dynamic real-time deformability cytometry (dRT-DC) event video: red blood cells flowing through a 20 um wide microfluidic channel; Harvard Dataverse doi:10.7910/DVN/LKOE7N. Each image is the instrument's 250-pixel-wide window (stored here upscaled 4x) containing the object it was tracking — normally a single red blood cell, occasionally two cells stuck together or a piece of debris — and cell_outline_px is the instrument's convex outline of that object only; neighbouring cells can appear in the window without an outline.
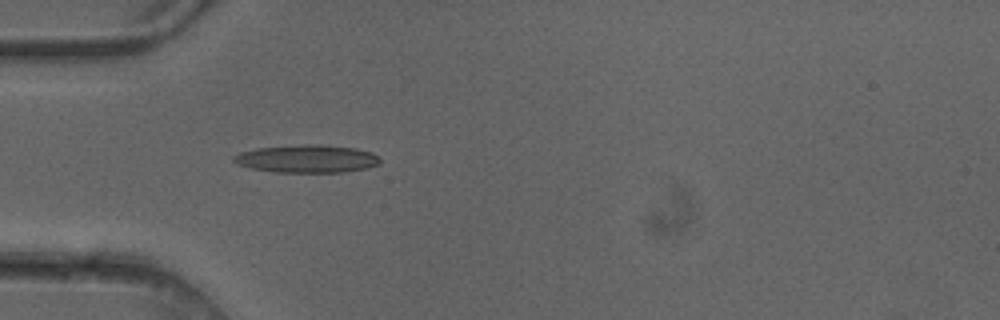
{"species": "common noctule bat (a hibernating species)", "species_latin": "Nyctalus noctula", "temperature_condition": "cold", "stored_images_in_passage": 3, "camera_frame_rate_fps": 3000, "um_per_image_px": 0.085, "animal": {"sex": "female"}, "frame": {"image": 1, "passage_image": 3, "time_ms": 0.667, "image_size_px": [1000, 320], "cell_outline_px": [[380, 164], [368, 168], [344, 172], [276, 172], [252, 168], [236, 164], [232, 160], [232, 156], [240, 152], [256, 148], [304, 144], [320, 144], [356, 148], [372, 152], [380, 160]], "centroid_in_image_um": [26.09, 13.49], "position_along_channel_um": 58.9, "area_um2": 23.87}}